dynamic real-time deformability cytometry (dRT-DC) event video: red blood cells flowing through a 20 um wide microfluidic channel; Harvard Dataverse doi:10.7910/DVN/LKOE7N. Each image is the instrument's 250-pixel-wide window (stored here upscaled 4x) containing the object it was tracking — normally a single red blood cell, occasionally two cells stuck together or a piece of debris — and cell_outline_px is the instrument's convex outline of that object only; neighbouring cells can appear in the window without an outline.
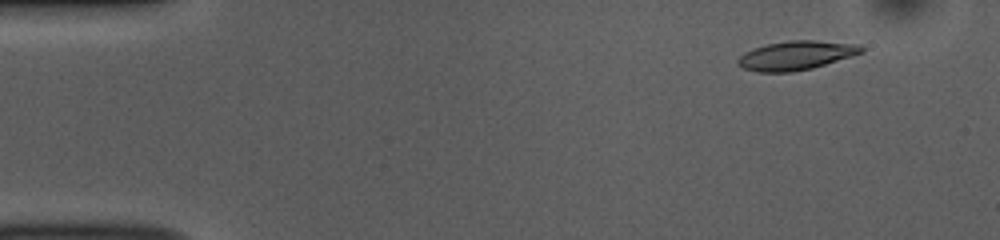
{"species": "common noctule bat (a hibernating species)", "species_latin": "Nyctalus noctula", "temperature_condition": "room temperature", "stored_images_in_passage": 52, "camera_frame_rate_fps": 3000, "um_per_image_px": 0.085, "animal": {"sex": "female", "body_mass_g": 10.0, "forearm_length_mm": 53.1}, "frame": {"image": 1, "passage_image": 5, "time_ms": 1.333, "image_size_px": [1000, 240], "cell_outline_px": [[864, 52], [852, 56], [812, 68], [792, 72], [756, 72], [744, 68], [736, 64], [736, 60], [744, 52], [752, 48], [768, 44], [788, 40], [816, 40], [860, 44], [864, 48]], "centroid_in_image_um": [67.66, 4.7], "position_along_channel_um": 17.3, "area_um2": 21.04}}
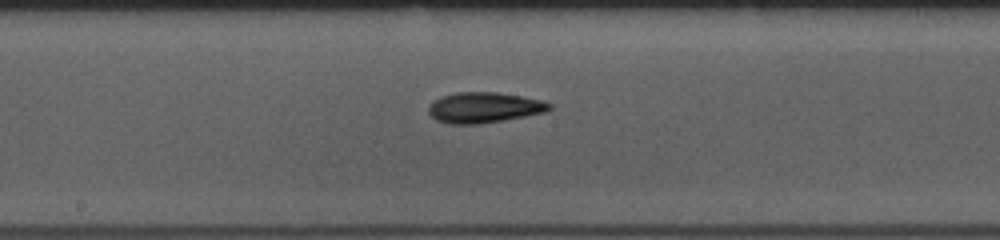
{"frame": {"image": 2, "passage_image": 27, "time_ms": 8.667, "image_size_px": [1000, 240], "cell_outline_px": [[552, 108], [544, 112], [504, 120], [480, 124], [448, 124], [436, 120], [428, 112], [428, 108], [432, 100], [440, 96], [456, 92], [496, 92], [520, 96], [540, 100], [552, 104]], "centroid_in_image_um": [41.09, 9.14], "position_along_channel_um": 207.1, "area_um2": 21.56}}
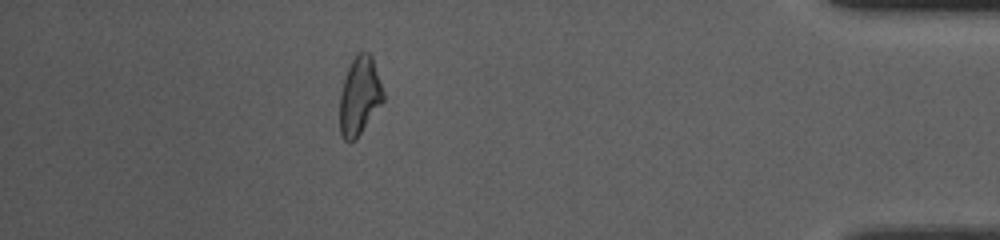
{"frame": {"image": 3, "passage_image": 46, "time_ms": 15.0, "image_size_px": [1000, 240], "cell_outline_px": [[384, 100], [356, 140], [348, 144], [340, 136], [340, 92], [344, 76], [356, 52], [368, 52], [372, 56], [384, 92]], "centroid_in_image_um": [30.55, 8.18], "position_along_channel_um": 404.7, "area_um2": 20.11}, "authors_computed_cell_mechanics": {"area_um2": 20.6346, "velocity_mm_per_s": 3.852, "shape_relaxation_time_tau1_ms": 4.4885, "shape_relaxation_time_tau2_ms": 7.2626, "deformation_change_tau1": 0.166, "deformation_change_tau2": 0.1828}}